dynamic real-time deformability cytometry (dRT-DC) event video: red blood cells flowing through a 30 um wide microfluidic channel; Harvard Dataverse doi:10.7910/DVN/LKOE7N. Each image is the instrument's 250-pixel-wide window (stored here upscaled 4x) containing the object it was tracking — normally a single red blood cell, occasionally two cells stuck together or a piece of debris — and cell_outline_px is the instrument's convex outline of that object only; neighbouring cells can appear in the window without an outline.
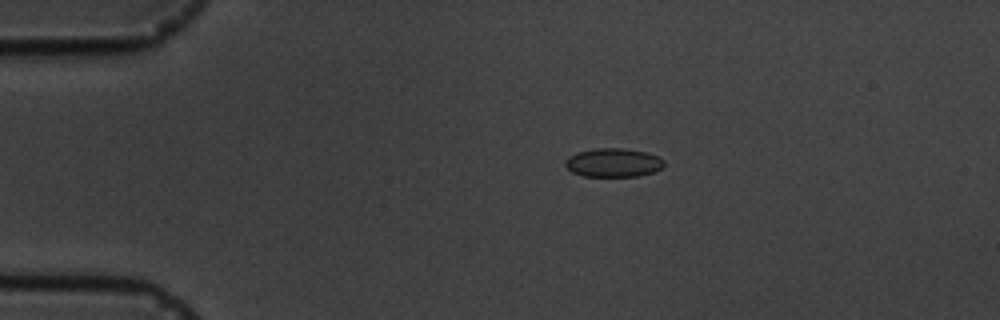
{"species": "common noctule bat (a hibernating species)", "species_latin": "Nyctalus noctula", "temperature_condition": "cold", "stored_images_in_passage": 8, "camera_frame_rate_fps": 3000, "um_per_image_px": 0.085, "animal": {"sex": "male", "body_mass_g": 19.5, "forearm_length_mm": 54.6}, "frame": {"image": 1, "passage_image": 4, "time_ms": 3.333, "image_size_px": [1000, 320], "cell_outline_px": [[664, 164], [660, 168], [652, 172], [636, 176], [584, 176], [572, 172], [564, 164], [564, 160], [568, 156], [576, 152], [596, 148], [624, 148], [648, 152], [664, 160]], "centroid_in_image_um": [52.09, 13.81], "position_along_channel_um": 32.9, "area_um2": 16.53}}
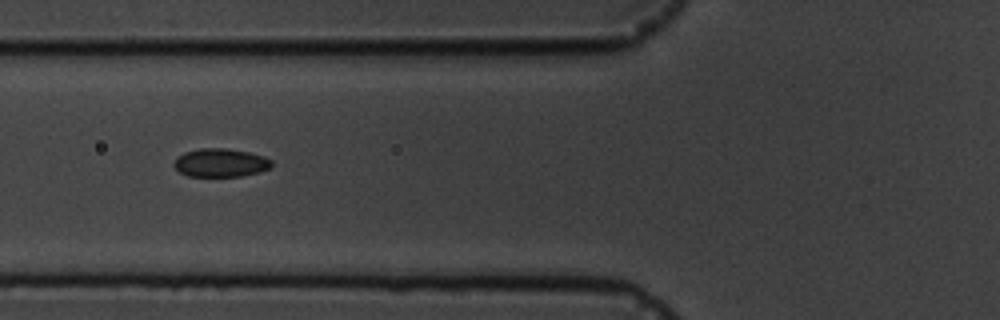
{"frame": {"image": 2, "passage_image": 7, "time_ms": 6.667, "image_size_px": [1000, 320], "cell_outline_px": [[272, 168], [260, 172], [240, 176], [188, 176], [180, 172], [172, 164], [184, 152], [200, 148], [224, 148], [248, 152], [264, 156], [272, 160]], "centroid_in_image_um": [18.78, 13.83], "position_along_channel_um": 107.0, "area_um2": 16.13}}
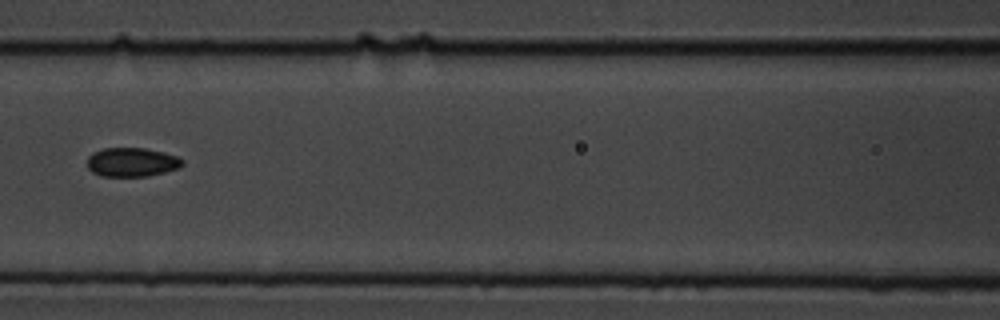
{"frame": {"image": 3, "passage_image": 8, "time_ms": 8.0, "image_size_px": [1000, 320], "cell_outline_px": [[184, 164], [180, 168], [148, 176], [104, 176], [92, 172], [88, 168], [88, 156], [92, 152], [104, 148], [144, 148], [164, 152], [176, 156], [184, 160]], "centroid_in_image_um": [11.22, 13.78], "position_along_channel_um": 155.4, "area_um2": 16.13}}